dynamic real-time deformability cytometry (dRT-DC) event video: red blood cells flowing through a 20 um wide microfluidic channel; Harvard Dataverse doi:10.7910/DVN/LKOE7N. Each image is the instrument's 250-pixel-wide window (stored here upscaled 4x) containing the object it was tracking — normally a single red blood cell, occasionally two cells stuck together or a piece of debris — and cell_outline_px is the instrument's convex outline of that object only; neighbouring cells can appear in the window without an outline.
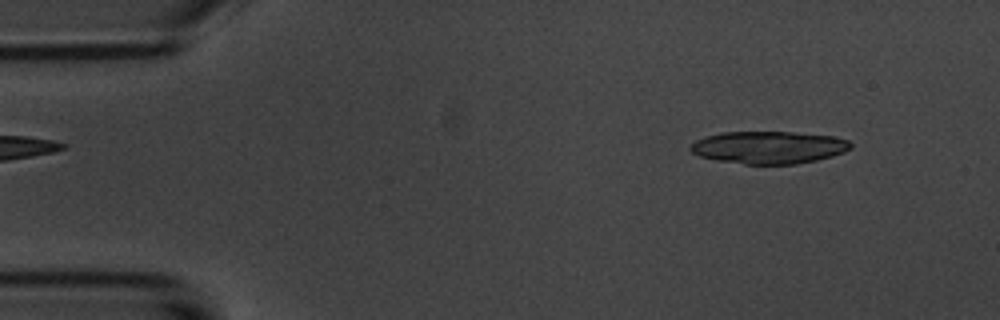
{"species": "common noctule bat (a hibernating species)", "species_latin": "Nyctalus noctula", "temperature_condition": "room temperature", "stored_images_in_passage": 28, "camera_frame_rate_fps": 3000, "um_per_image_px": 0.085, "animal": {"sex": "male", "body_mass_g": 20.1, "forearm_length_mm": 53.5}, "frame": {"image": 1, "passage_image": 3, "time_ms": 0.667, "image_size_px": [1000, 320], "cell_outline_px": [[852, 148], [844, 152], [832, 156], [816, 160], [796, 164], [744, 164], [716, 160], [700, 156], [692, 152], [688, 148], [688, 144], [704, 136], [720, 132], [792, 132], [832, 136], [848, 140], [852, 144]], "centroid_in_image_um": [65.31, 12.52], "position_along_channel_um": 19.7, "area_um2": 30.46}}